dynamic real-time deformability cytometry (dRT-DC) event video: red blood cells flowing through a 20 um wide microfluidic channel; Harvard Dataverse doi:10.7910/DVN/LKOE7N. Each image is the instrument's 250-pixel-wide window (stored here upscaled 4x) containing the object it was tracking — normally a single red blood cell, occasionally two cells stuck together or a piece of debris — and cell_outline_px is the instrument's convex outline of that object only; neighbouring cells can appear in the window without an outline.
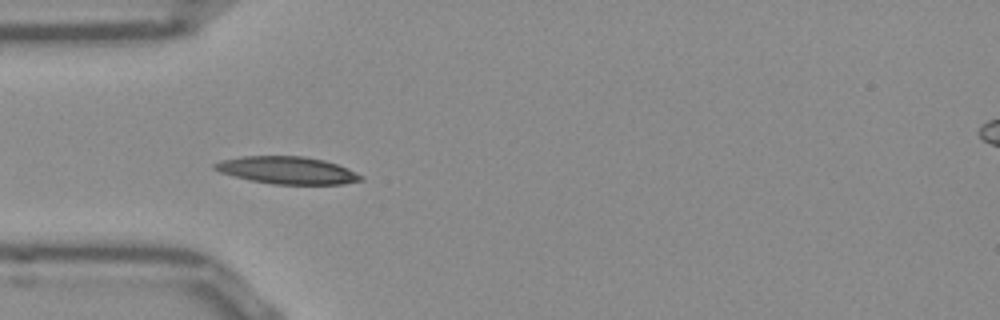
{"species": "Egyptian fruit bat (a non-hibernating species)", "species_latin": "Rousettus aegyptiacus", "temperature_condition": "room temperature", "stored_images_in_passage": 16, "camera_frame_rate_fps": 3000, "um_per_image_px": 0.085, "frame": {"image": 1, "passage_image": 3, "time_ms": 0.667, "image_size_px": [1000, 320], "cell_outline_px": [[364, 180], [344, 184], [272, 184], [252, 180], [220, 172], [212, 168], [212, 164], [220, 160], [244, 156], [304, 156], [324, 160], [348, 168], [364, 176]], "centroid_in_image_um": [24.44, 14.47], "position_along_channel_um": 60.6, "area_um2": 23.29}}
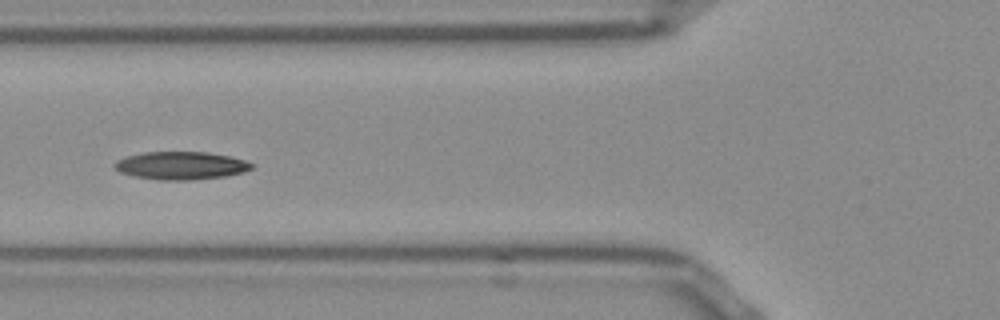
{"frame": {"image": 2, "passage_image": 7, "time_ms": 2.0, "image_size_px": [1000, 320], "cell_outline_px": [[252, 168], [244, 172], [224, 176], [192, 180], [160, 180], [136, 176], [120, 172], [116, 168], [116, 164], [120, 160], [128, 156], [144, 152], [208, 152], [228, 156], [244, 160], [252, 164]], "centroid_in_image_um": [15.42, 14.07], "position_along_channel_um": 110.4, "area_um2": 21.85}}
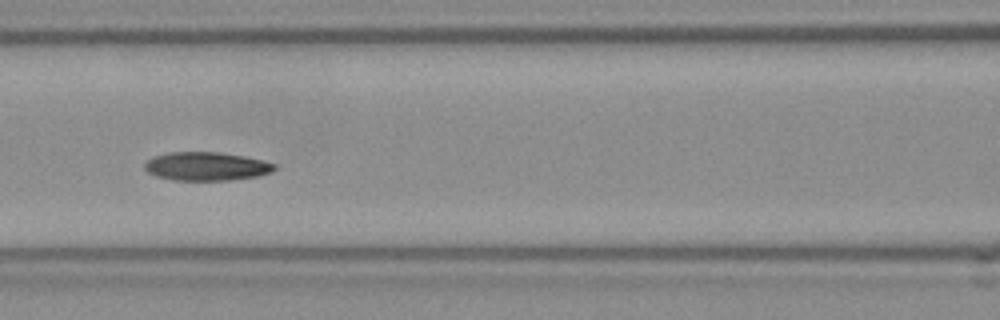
{"frame": {"image": 3, "passage_image": 10, "time_ms": 3.0, "image_size_px": [1000, 320], "cell_outline_px": [[276, 168], [272, 172], [260, 176], [232, 180], [172, 180], [156, 176], [148, 172], [144, 168], [144, 164], [148, 160], [156, 156], [172, 152], [216, 152], [244, 156], [276, 164]], "centroid_in_image_um": [17.57, 14.15], "position_along_channel_um": 149.0, "area_um2": 21.5}}